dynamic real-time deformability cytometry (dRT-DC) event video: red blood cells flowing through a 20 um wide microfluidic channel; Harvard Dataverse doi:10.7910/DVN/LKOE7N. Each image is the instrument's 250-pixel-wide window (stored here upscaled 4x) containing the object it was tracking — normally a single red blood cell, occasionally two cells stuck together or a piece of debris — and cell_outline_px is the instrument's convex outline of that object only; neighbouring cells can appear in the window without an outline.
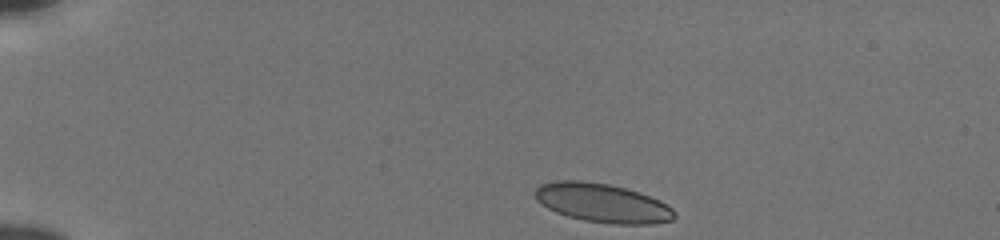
{"species": "human", "species_latin": "Homo sapiens", "temperature_condition": "cold", "stored_images_in_passage": 28, "camera_frame_rate_fps": 3000, "um_per_image_px": 0.085, "donor": {"sex": "male"}, "frame": {"image": 1, "passage_image": 1, "time_ms": 0.0, "image_size_px": [1000, 240], "cell_outline_px": [[676, 216], [672, 220], [652, 224], [612, 224], [584, 220], [568, 216], [556, 212], [540, 204], [536, 200], [536, 188], [540, 184], [556, 180], [580, 180], [608, 184], [640, 192], [660, 200], [672, 208], [676, 212]], "centroid_in_image_um": [51.22, 17.25], "position_along_channel_um": 33.8, "area_um2": 31.67}}
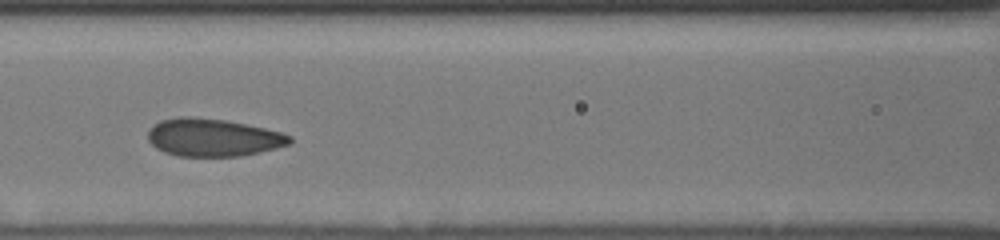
{"frame": {"image": 2, "passage_image": 16, "time_ms": 5.0, "image_size_px": [1000, 240], "cell_outline_px": [[292, 140], [288, 144], [276, 148], [260, 152], [240, 156], [180, 156], [164, 152], [156, 148], [148, 140], [148, 132], [152, 124], [160, 120], [180, 116], [192, 116], [228, 120], [264, 128], [280, 132], [292, 136]], "centroid_in_image_um": [18.08, 11.67], "position_along_channel_um": 148.5, "area_um2": 31.33}}
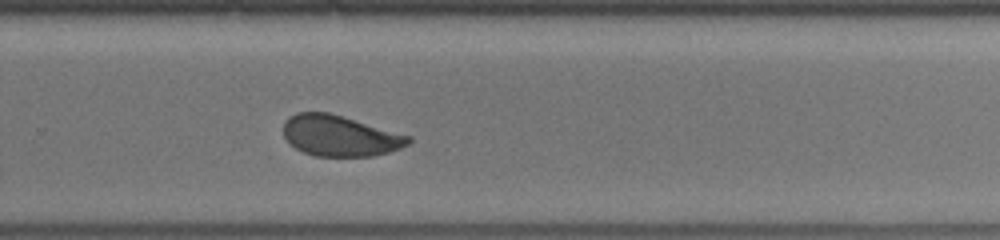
{"frame": {"image": 3, "passage_image": 28, "time_ms": 9.0, "image_size_px": [1000, 240], "cell_outline_px": [[412, 140], [408, 144], [400, 148], [388, 152], [372, 156], [316, 156], [304, 152], [288, 144], [284, 136], [284, 120], [288, 116], [296, 112], [328, 112], [412, 136]], "centroid_in_image_um": [28.87, 11.53], "position_along_channel_um": 300.9, "area_um2": 29.82}}